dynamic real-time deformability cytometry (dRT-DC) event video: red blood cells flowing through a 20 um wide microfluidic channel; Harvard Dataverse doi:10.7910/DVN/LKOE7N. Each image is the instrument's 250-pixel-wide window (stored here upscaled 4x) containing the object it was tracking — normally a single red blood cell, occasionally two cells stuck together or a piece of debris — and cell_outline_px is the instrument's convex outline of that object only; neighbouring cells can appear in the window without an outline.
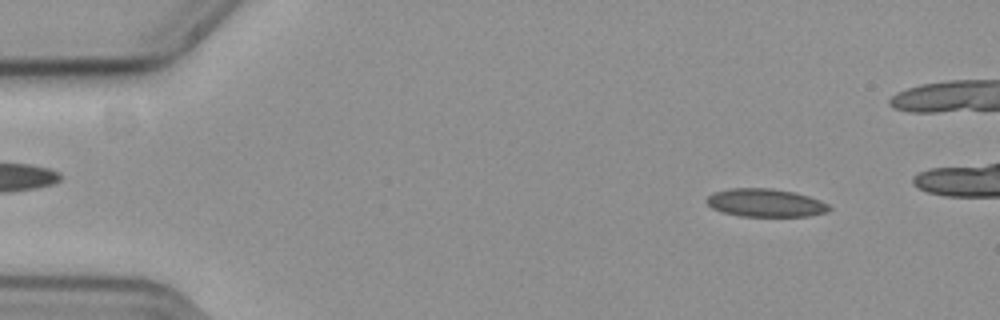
{"species": "common noctule bat (a hibernating species)", "species_latin": "Nyctalus noctula", "temperature_condition": "cold", "stored_images_in_passage": 50, "camera_frame_rate_fps": 3000, "um_per_image_px": 0.085, "animal": {"sex": "female", "body_mass_g": 19.3, "forearm_length_mm": 54.1}, "frame": {"image": 1, "passage_image": 6, "time_ms": 1.667, "image_size_px": [1000, 320], "cell_outline_px": [[832, 208], [828, 212], [808, 216], [740, 216], [720, 212], [712, 208], [708, 204], [708, 196], [712, 192], [732, 188], [768, 188], [792, 192], [808, 196], [820, 200], [828, 204]], "centroid_in_image_um": [65.06, 17.25], "position_along_channel_um": 19.9, "area_um2": 20.0}}
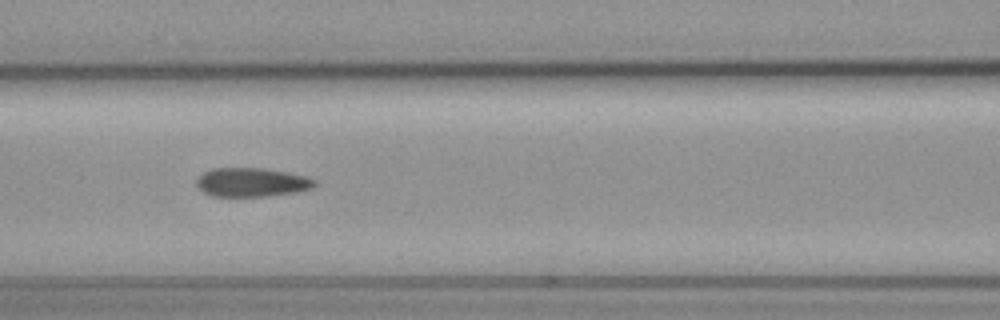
{"frame": {"image": 2, "passage_image": 24, "time_ms": 7.667, "image_size_px": [1000, 320], "cell_outline_px": [[316, 184], [312, 188], [296, 192], [268, 196], [212, 196], [204, 192], [196, 184], [196, 180], [204, 172], [212, 168], [264, 168], [288, 172], [308, 176], [316, 180]], "centroid_in_image_um": [21.43, 15.49], "position_along_channel_um": 145.2, "area_um2": 19.94}}
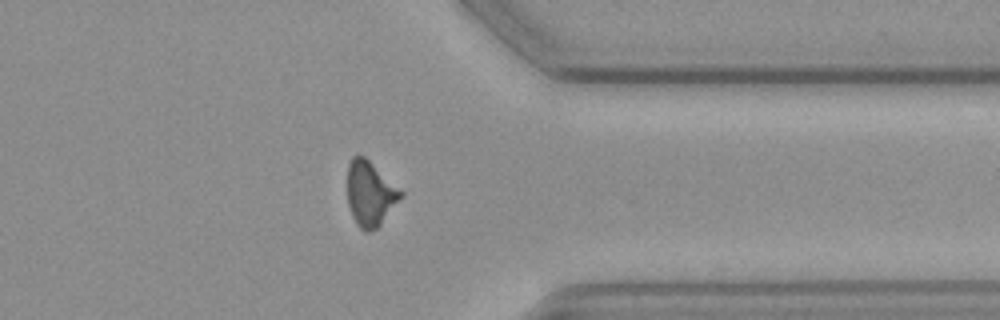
{"frame": {"image": 3, "passage_image": 44, "time_ms": 14.333, "image_size_px": [1000, 320], "cell_outline_px": [[404, 196], [380, 224], [376, 228], [368, 232], [364, 232], [356, 224], [352, 216], [348, 204], [348, 164], [352, 156], [364, 156], [404, 192]], "centroid_in_image_um": [31.47, 16.47], "position_along_channel_um": 379.9, "area_um2": 20.11}, "authors_computed_cell_mechanics": {"area_um2": 20.3167, "velocity_mm_per_s": 3.6581, "shape_relaxation_time_tau1_ms": 7.1319, "shape_relaxation_time_tau2_ms": 3.3606, "deformation_change_tau1": 0.1385, "deformation_change_tau2": 0.0783}}